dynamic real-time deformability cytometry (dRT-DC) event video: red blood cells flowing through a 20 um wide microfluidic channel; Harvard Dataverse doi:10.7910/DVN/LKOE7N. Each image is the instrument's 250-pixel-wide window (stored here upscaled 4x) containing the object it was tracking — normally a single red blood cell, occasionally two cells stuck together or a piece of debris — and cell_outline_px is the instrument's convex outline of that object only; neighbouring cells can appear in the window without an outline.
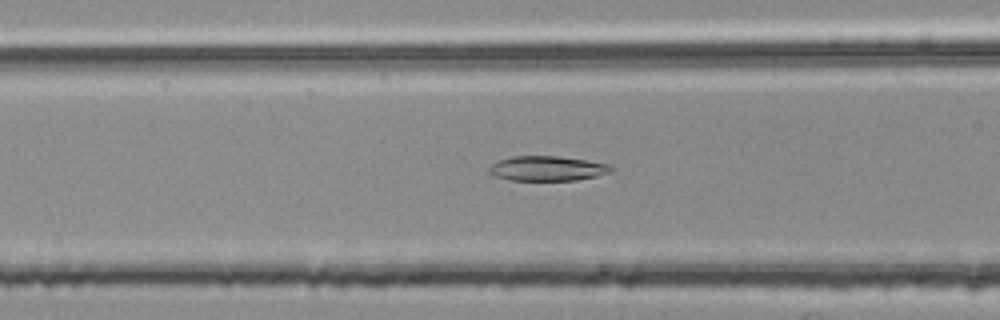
{"species": "common noctule bat (a hibernating species)", "species_latin": "Nyctalus noctula", "temperature_condition": "room temperature", "stored_images_in_passage": 38, "camera_frame_rate_fps": 3000, "um_per_image_px": 0.085, "animal": {"sex": "female", "body_mass_g": 25.1}, "frame": {"image": 1, "passage_image": 12, "time_ms": 3.667, "image_size_px": [1000, 320], "cell_outline_px": [[612, 172], [596, 176], [576, 180], [508, 180], [492, 176], [488, 172], [488, 168], [492, 164], [500, 160], [512, 156], [560, 156], [588, 160], [608, 164], [612, 168]], "centroid_in_image_um": [46.49, 14.32], "position_along_channel_um": 120.1, "area_um2": 17.74}}
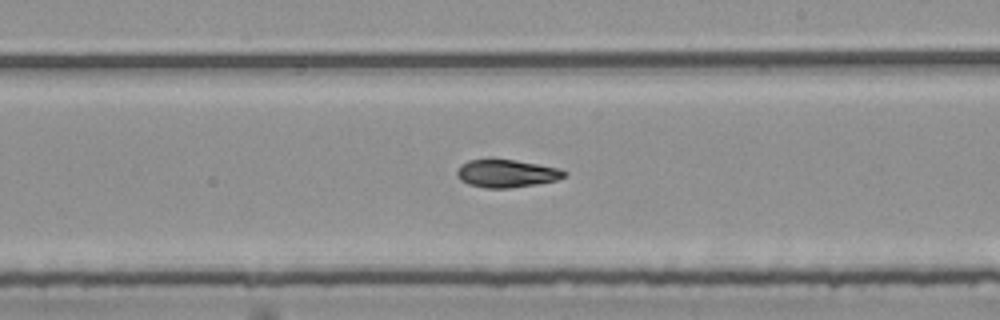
{"frame": {"image": 2, "passage_image": 22, "time_ms": 7.0, "image_size_px": [1000, 320], "cell_outline_px": [[568, 172], [564, 176], [556, 180], [536, 184], [508, 188], [484, 188], [468, 184], [460, 180], [456, 176], [456, 172], [460, 164], [468, 160], [492, 156], [516, 160], [560, 168]], "centroid_in_image_um": [42.99, 14.7], "position_along_channel_um": 246.0, "area_um2": 18.03}}
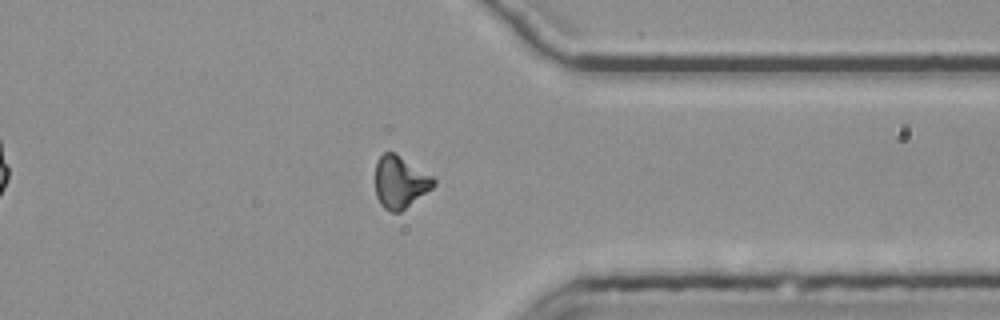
{"frame": {"image": 3, "passage_image": 33, "time_ms": 10.667, "image_size_px": [1000, 320], "cell_outline_px": [[436, 184], [432, 188], [400, 212], [392, 212], [384, 208], [380, 204], [376, 196], [376, 160], [384, 152], [392, 152], [432, 176], [436, 180]], "centroid_in_image_um": [33.99, 15.5], "position_along_channel_um": 377.4, "area_um2": 17.4}, "authors_computed_cell_mechanics": {"area_um2": 17.8024, "velocity_mm_per_s": 3.781, "shape_relaxation_time_tau1_ms": 4.8837, "shape_relaxation_time_tau2_ms": 6.609, "deformation_change_tau1": 0.1547, "deformation_change_tau2": 0.1103}}